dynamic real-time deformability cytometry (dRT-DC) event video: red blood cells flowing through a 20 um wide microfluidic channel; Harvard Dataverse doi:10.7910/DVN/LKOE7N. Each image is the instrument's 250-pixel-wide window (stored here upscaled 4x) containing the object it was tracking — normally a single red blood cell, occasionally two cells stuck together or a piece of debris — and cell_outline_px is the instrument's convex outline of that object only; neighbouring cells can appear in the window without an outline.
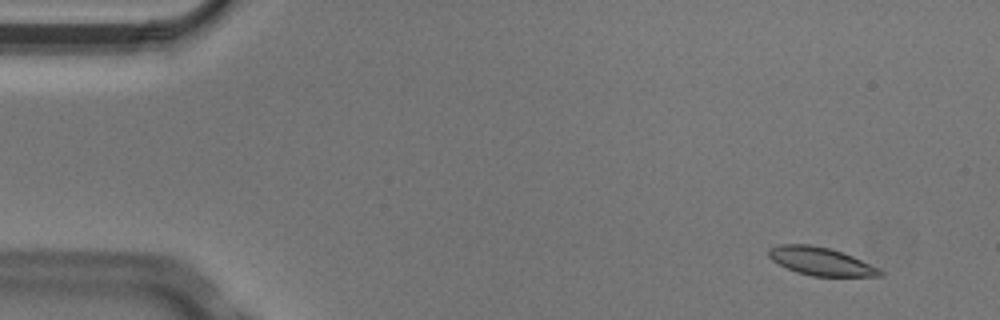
{"species": "Egyptian fruit bat (a non-hibernating species)", "species_latin": "Rousettus aegyptiacus", "temperature_condition": "cold", "stored_images_in_passage": 6, "camera_frame_rate_fps": 3000, "um_per_image_px": 0.085, "animal": {"sex": "male"}, "frame": {"image": 1, "passage_image": 2, "time_ms": 0.333, "image_size_px": [1000, 320], "cell_outline_px": [[884, 276], [812, 276], [796, 272], [772, 260], [768, 256], [768, 248], [780, 244], [808, 244], [828, 248], [852, 256], [880, 268], [884, 272]], "centroid_in_image_um": [69.77, 22.21], "position_along_channel_um": 15.2, "area_um2": 18.09}}
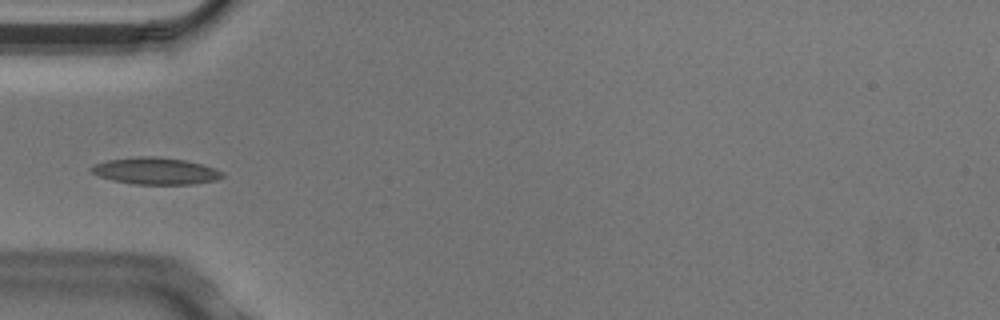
{"frame": {"image": 2, "passage_image": 5, "time_ms": 1.333, "image_size_px": [1000, 320], "cell_outline_px": [[224, 176], [216, 180], [192, 184], [136, 184], [112, 180], [100, 176], [92, 172], [88, 168], [96, 164], [108, 160], [136, 156], [160, 156], [184, 160], [216, 168], [224, 172]], "centroid_in_image_um": [13.24, 14.52], "position_along_channel_um": 71.8, "area_um2": 20.46}}